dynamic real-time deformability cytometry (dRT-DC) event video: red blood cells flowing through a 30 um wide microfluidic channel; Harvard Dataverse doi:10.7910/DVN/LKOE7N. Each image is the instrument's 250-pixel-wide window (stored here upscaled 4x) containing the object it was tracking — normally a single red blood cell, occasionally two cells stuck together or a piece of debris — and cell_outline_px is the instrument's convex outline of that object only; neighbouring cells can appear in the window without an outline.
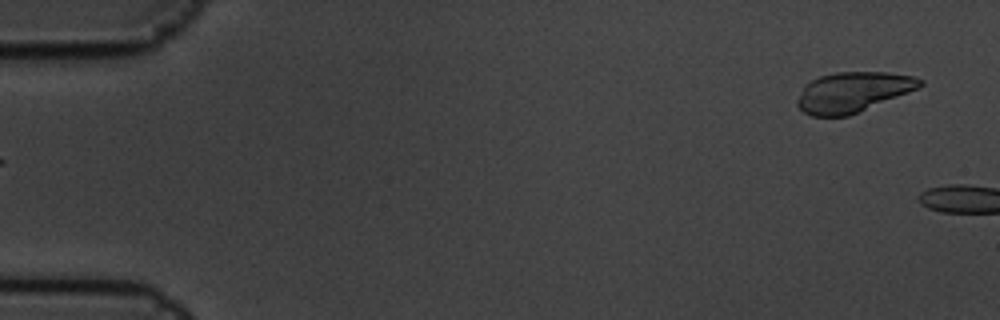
{"species": "common noctule bat (a hibernating species)", "species_latin": "Nyctalus noctula", "temperature_condition": "cold", "stored_images_in_passage": 7, "segment_of_instrument_passage": [2, 2], "camera_frame_rate_fps": 3000, "um_per_image_px": 0.085, "animal": {"sex": "male", "body_mass_g": 19.5, "forearm_length_mm": 54.6}, "frame": {"image": 1, "passage_image": 7, "time_ms": 2.0, "image_size_px": [1000, 320], "cell_outline_px": [[924, 84], [920, 88], [848, 116], [812, 116], [804, 112], [796, 104], [796, 100], [804, 84], [820, 76], [836, 72], [888, 72], [916, 76], [924, 80]], "centroid_in_image_um": [72.52, 7.81], "position_along_channel_um": 12.5, "area_um2": 28.9}}